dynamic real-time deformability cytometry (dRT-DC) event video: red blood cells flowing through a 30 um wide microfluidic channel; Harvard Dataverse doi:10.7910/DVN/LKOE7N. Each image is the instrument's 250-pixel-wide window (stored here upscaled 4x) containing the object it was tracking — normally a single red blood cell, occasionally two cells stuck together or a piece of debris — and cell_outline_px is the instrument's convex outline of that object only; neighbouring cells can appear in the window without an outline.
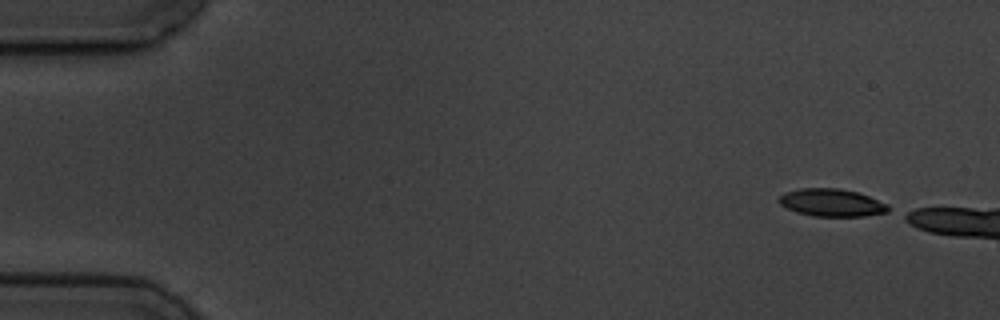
{"species": "common noctule bat (a hibernating species)", "species_latin": "Nyctalus noctula", "temperature_condition": "cold", "stored_images_in_passage": 3, "camera_frame_rate_fps": 3000, "um_per_image_px": 0.085, "animal": {"sex": "male", "body_mass_g": 19.5, "forearm_length_mm": 54.6}, "frame": {"image": 1, "passage_image": 1, "time_ms": 0.0, "image_size_px": [1000, 320], "cell_outline_px": [[888, 212], [864, 216], [812, 216], [796, 212], [780, 204], [780, 196], [784, 192], [800, 188], [840, 188], [856, 192], [868, 196], [888, 204]], "centroid_in_image_um": [70.68, 17.22], "position_along_channel_um": 14.3, "area_um2": 17.46}}